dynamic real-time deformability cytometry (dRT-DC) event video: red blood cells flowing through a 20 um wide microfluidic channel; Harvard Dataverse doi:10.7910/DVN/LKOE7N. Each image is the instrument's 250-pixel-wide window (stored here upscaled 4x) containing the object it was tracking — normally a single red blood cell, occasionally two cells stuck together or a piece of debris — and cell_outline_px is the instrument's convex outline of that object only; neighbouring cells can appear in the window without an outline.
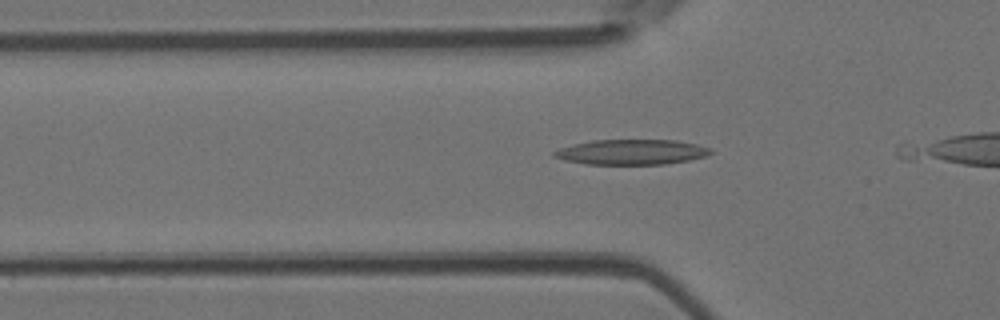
{"species": "Egyptian fruit bat (a non-hibernating species)", "species_latin": "Rousettus aegyptiacus", "temperature_condition": "room temperature", "stored_images_in_passage": 7, "camera_frame_rate_fps": 3000, "um_per_image_px": 0.085, "animal": {"sex": "female"}, "frame": {"image": 1, "passage_image": 6, "time_ms": 1.667, "image_size_px": [1000, 320], "cell_outline_px": [[716, 152], [704, 156], [688, 160], [664, 164], [584, 164], [564, 160], [552, 156], [552, 152], [560, 148], [572, 144], [592, 140], [676, 140], [696, 144], [712, 148]], "centroid_in_image_um": [53.67, 12.92], "position_along_channel_um": 72.1, "area_um2": 23.06}}